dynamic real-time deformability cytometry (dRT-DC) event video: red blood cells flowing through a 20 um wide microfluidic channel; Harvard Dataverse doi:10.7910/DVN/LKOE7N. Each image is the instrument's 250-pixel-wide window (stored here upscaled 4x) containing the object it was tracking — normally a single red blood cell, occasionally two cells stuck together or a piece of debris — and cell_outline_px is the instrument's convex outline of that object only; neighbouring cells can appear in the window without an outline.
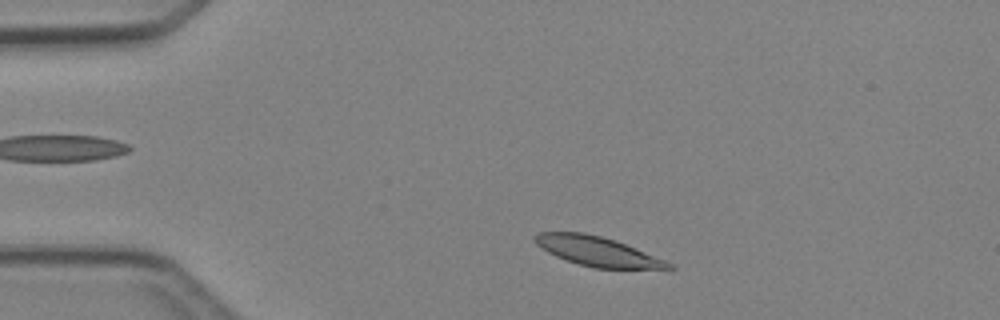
{"species": "Egyptian fruit bat (a non-hibernating species)", "species_latin": "Rousettus aegyptiacus", "temperature_condition": "cold", "stored_images_in_passage": 2, "camera_frame_rate_fps": 3000, "um_per_image_px": 0.085, "animal": {"sex": "female"}, "frame": {"image": 1, "passage_image": 1, "time_ms": 0.0, "image_size_px": [1000, 320], "cell_outline_px": [[676, 268], [672, 272], [668, 272], [592, 268], [556, 256], [548, 252], [536, 244], [532, 240], [532, 236], [540, 232], [584, 232], [616, 240], [664, 260], [672, 264]], "centroid_in_image_um": [50.94, 21.43], "position_along_channel_um": 34.1, "area_um2": 23.87}}